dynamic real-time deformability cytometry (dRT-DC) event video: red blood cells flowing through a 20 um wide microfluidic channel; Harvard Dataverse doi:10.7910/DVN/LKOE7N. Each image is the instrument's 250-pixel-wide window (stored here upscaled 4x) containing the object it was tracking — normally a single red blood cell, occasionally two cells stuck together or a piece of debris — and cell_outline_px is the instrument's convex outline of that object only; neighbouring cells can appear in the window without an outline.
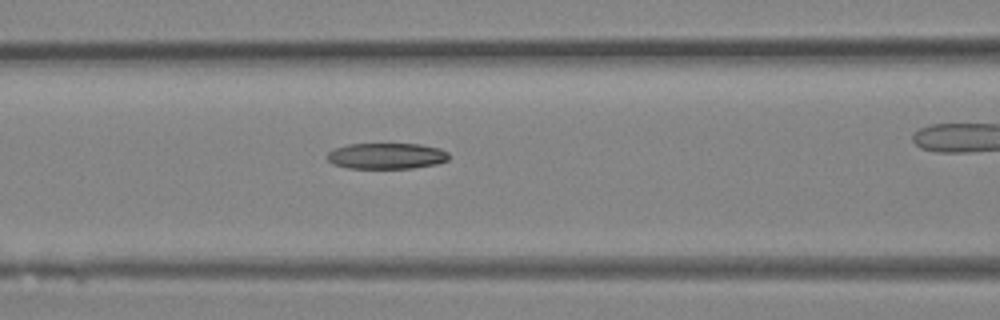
{"species": "Egyptian fruit bat (a non-hibernating species)", "species_latin": "Rousettus aegyptiacus", "temperature_condition": "room temperature", "stored_images_in_passage": 29, "camera_frame_rate_fps": 3000, "um_per_image_px": 0.085, "animal": {"sex": "female"}, "frame": {"image": 1, "passage_image": 15, "time_ms": 4.667, "image_size_px": [1000, 320], "cell_outline_px": [[448, 160], [436, 164], [412, 168], [348, 168], [332, 164], [328, 160], [328, 152], [332, 148], [348, 144], [420, 144], [440, 148], [448, 152]], "centroid_in_image_um": [32.84, 13.25], "position_along_channel_um": 133.8, "area_um2": 18.5}}
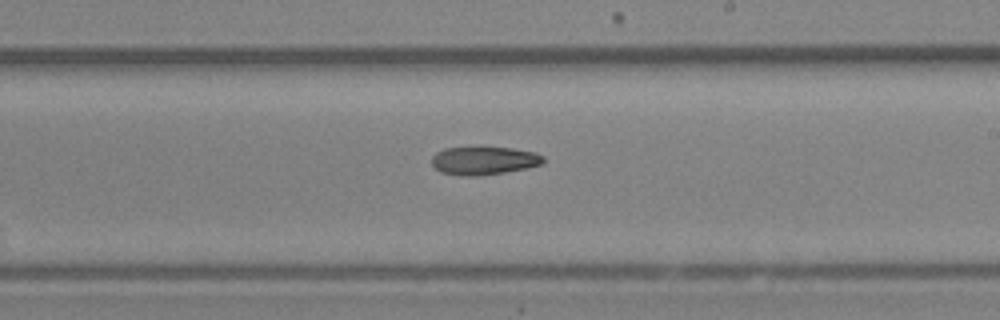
{"frame": {"image": 2, "passage_image": 21, "time_ms": 6.667, "image_size_px": [1000, 320], "cell_outline_px": [[544, 160], [540, 164], [524, 168], [504, 172], [476, 176], [464, 176], [440, 172], [432, 164], [432, 156], [436, 152], [444, 148], [512, 148], [536, 152], [544, 156]], "centroid_in_image_um": [41.11, 13.65], "position_along_channel_um": 247.9, "area_um2": 18.03}}
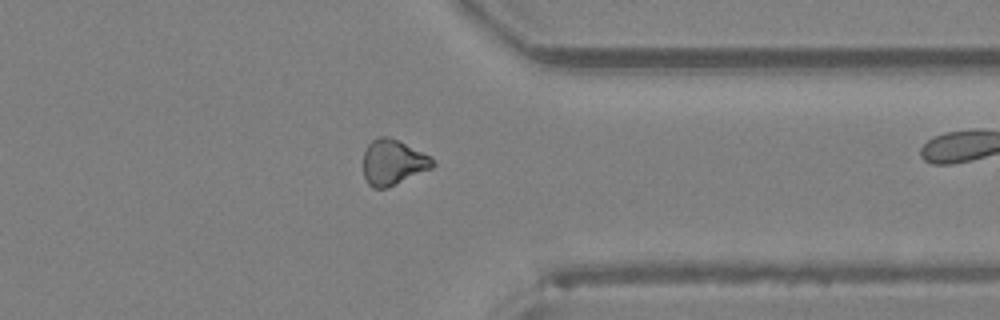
{"frame": {"image": 3, "passage_image": 28, "time_ms": 9.0, "image_size_px": [1000, 320], "cell_outline_px": [[436, 164], [432, 168], [388, 188], [372, 188], [368, 184], [364, 176], [364, 152], [368, 144], [372, 140], [380, 136], [388, 136], [428, 156]], "centroid_in_image_um": [33.37, 13.82], "position_along_channel_um": 378.0, "area_um2": 18.03}}